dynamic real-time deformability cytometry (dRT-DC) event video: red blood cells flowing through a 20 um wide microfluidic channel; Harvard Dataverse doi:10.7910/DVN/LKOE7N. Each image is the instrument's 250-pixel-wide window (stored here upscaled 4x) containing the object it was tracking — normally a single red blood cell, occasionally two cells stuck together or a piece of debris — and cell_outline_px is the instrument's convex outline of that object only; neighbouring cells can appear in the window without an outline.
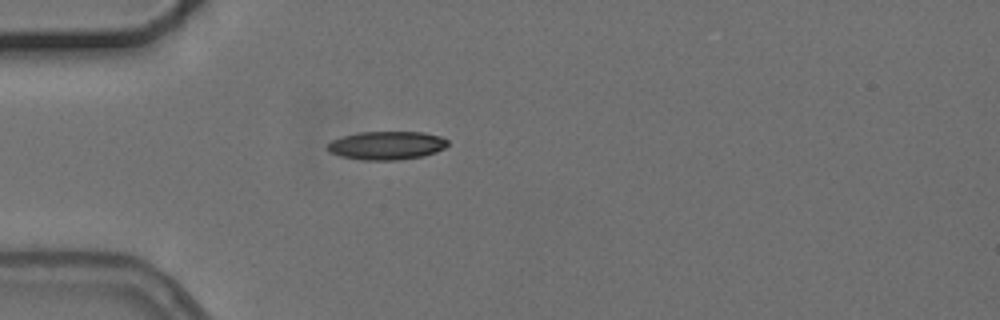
{"species": "common noctule bat (a hibernating species)", "species_latin": "Nyctalus noctula", "temperature_condition": "cold", "stored_images_in_passage": 1, "camera_frame_rate_fps": 3000, "um_per_image_px": 0.085, "animal": {"sex": "female", "body_mass_g": 24.6, "forearm_length_mm": 56.2}, "frame": {"image": 1, "passage_image": 1, "time_ms": 0.0, "image_size_px": [1000, 320], "cell_outline_px": [[448, 144], [444, 148], [436, 152], [424, 156], [400, 160], [360, 160], [340, 156], [328, 152], [328, 144], [332, 140], [344, 136], [360, 132], [424, 132], [440, 136], [448, 140]], "centroid_in_image_um": [32.88, 12.37], "position_along_channel_um": 52.1, "area_um2": 20.0}}